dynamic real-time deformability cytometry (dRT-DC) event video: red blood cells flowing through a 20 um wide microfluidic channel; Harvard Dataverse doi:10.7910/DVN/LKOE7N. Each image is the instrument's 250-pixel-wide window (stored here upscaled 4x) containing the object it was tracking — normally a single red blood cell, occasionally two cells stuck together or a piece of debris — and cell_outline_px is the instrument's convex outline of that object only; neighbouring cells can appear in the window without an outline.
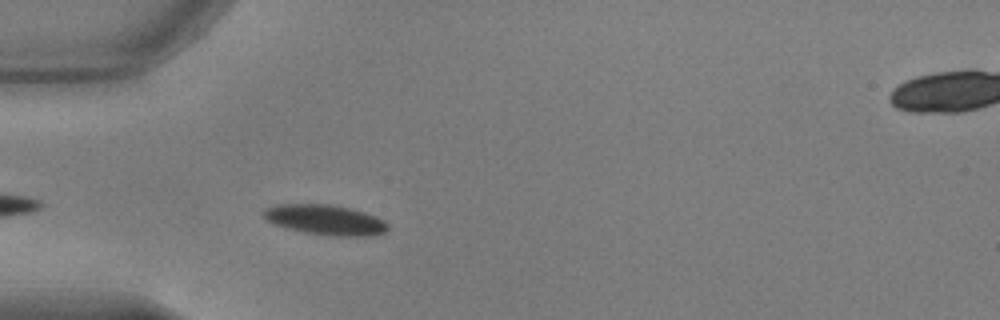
{"species": "common noctule bat (a hibernating species)", "species_latin": "Nyctalus noctula", "temperature_condition": "warm", "stored_images_in_passage": 8, "camera_frame_rate_fps": 3000, "um_per_image_px": 0.085, "animal": {"sex": "male", "body_mass_g": 17.9, "forearm_length_mm": 54.2}, "frame": {"image": 1, "passage_image": 4, "time_ms": 1.0, "image_size_px": [1000, 320], "cell_outline_px": [[388, 228], [384, 232], [372, 236], [332, 236], [304, 232], [284, 228], [268, 220], [260, 212], [264, 208], [276, 204], [332, 204], [352, 208], [364, 212], [384, 220], [388, 224]], "centroid_in_image_um": [27.63, 18.68], "position_along_channel_um": 57.4, "area_um2": 22.02}}